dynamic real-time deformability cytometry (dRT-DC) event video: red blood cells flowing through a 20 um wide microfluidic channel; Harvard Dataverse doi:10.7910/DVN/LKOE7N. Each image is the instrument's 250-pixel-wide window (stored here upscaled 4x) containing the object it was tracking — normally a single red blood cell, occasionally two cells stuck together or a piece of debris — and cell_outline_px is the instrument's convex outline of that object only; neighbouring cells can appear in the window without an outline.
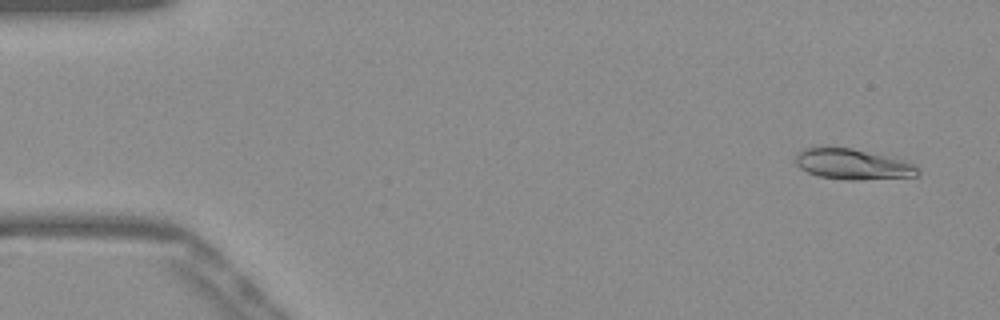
{"species": "Egyptian fruit bat (a non-hibernating species)", "species_latin": "Rousettus aegyptiacus", "temperature_condition": "warm", "stored_images_in_passage": 52, "camera_frame_rate_fps": 3000, "um_per_image_px": 0.085, "frame": {"image": 1, "passage_image": 3, "time_ms": 0.667, "image_size_px": [1000, 320], "cell_outline_px": [[920, 172], [916, 176], [860, 180], [844, 180], [820, 176], [808, 172], [800, 168], [796, 164], [796, 156], [800, 152], [808, 148], [820, 144], [852, 148], [904, 160], [916, 164]], "centroid_in_image_um": [72.47, 13.93], "position_along_channel_um": 12.5, "area_um2": 22.14}}
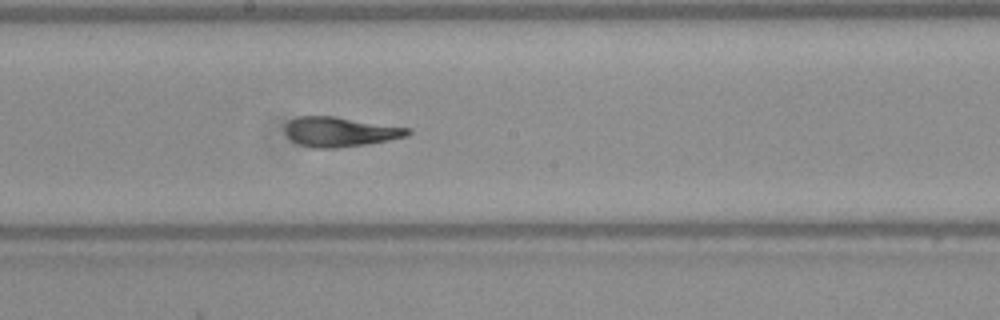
{"frame": {"image": 2, "passage_image": 28, "time_ms": 9.0, "image_size_px": [1000, 320], "cell_outline_px": [[412, 132], [408, 136], [368, 144], [336, 148], [312, 148], [300, 144], [292, 140], [284, 132], [284, 128], [288, 120], [296, 116], [336, 116], [412, 128]], "centroid_in_image_um": [28.92, 11.19], "position_along_channel_um": 219.3, "area_um2": 21.56}}
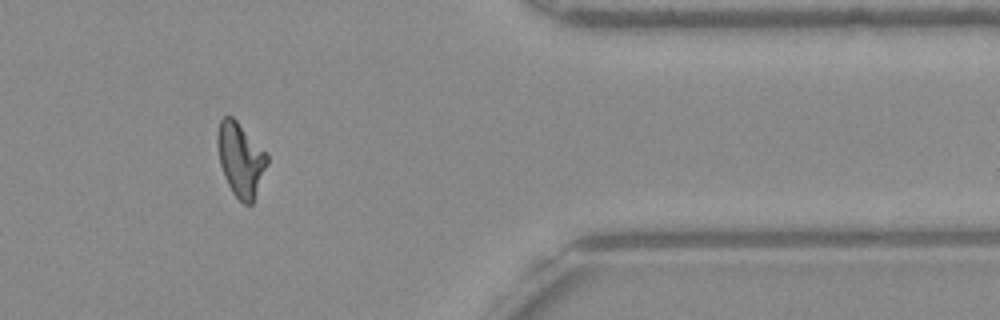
{"frame": {"image": 3, "passage_image": 43, "time_ms": 14.0, "image_size_px": [1000, 320], "cell_outline_px": [[268, 164], [252, 204], [244, 204], [232, 192], [224, 176], [220, 164], [216, 144], [216, 140], [220, 120], [224, 116], [232, 116], [268, 152]], "centroid_in_image_um": [20.46, 13.53], "position_along_channel_um": 390.9, "area_um2": 21.5}, "authors_computed_cell_mechanics": {"area_um2": 21.5305, "velocity_mm_per_s": 3.9046, "shape_relaxation_time_tau1_ms": 7.9722, "shape_relaxation_time_tau2_ms": 1.2271, "deformation_change_tau1": 0.2711, "deformation_change_tau2": 0.0825}}